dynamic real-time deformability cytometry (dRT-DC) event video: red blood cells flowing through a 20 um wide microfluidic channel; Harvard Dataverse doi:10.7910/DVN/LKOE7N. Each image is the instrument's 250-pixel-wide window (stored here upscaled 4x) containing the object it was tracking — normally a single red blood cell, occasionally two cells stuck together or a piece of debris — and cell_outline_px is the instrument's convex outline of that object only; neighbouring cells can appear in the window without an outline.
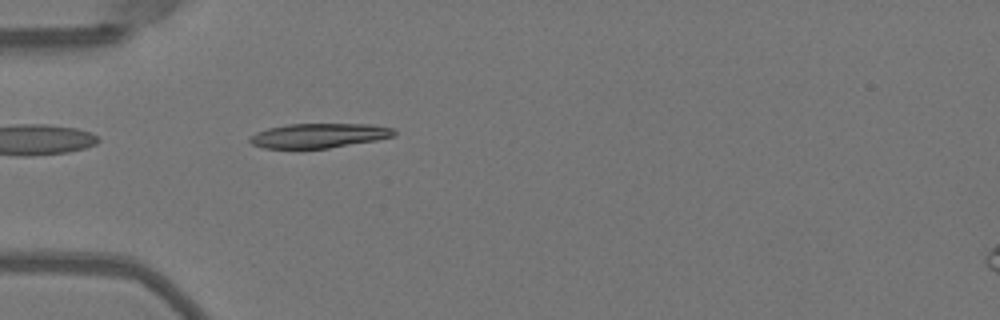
{"species": "Egyptian fruit bat (a non-hibernating species)", "species_latin": "Rousettus aegyptiacus", "temperature_condition": "warm", "stored_images_in_passage": 37, "camera_frame_rate_fps": 3000, "um_per_image_px": 0.085, "animal": {"sex": "female"}, "frame": {"image": 1, "passage_image": 2, "time_ms": 0.333, "image_size_px": [1000, 320], "cell_outline_px": [[396, 136], [376, 140], [328, 148], [264, 148], [252, 144], [248, 140], [256, 132], [268, 128], [288, 124], [368, 124], [396, 128]], "centroid_in_image_um": [27.15, 11.52], "position_along_channel_um": 57.9, "area_um2": 20.58}}
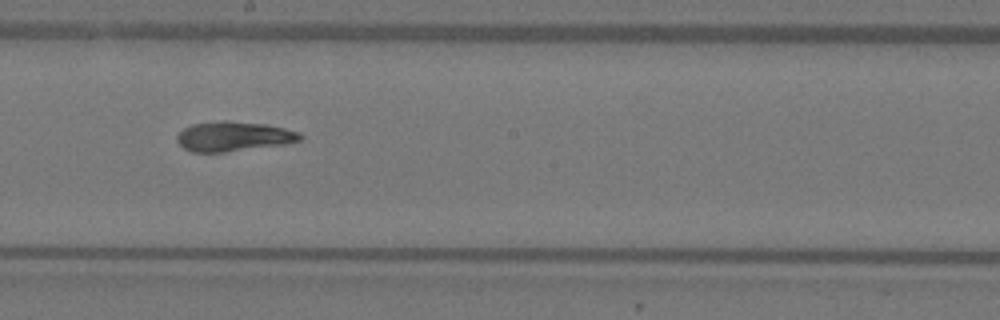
{"frame": {"image": 2, "passage_image": 15, "time_ms": 4.667, "image_size_px": [1000, 320], "cell_outline_px": [[304, 136], [300, 140], [284, 144], [224, 152], [192, 152], [184, 148], [176, 140], [176, 136], [184, 128], [192, 124], [220, 120], [224, 120], [264, 124], [284, 128], [300, 132]], "centroid_in_image_um": [19.84, 11.59], "position_along_channel_um": 228.4, "area_um2": 21.27}}
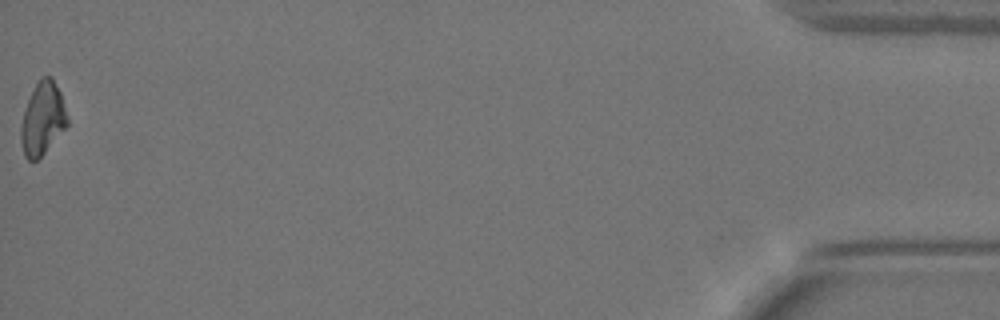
{"frame": {"image": 3, "passage_image": 37, "time_ms": 12.0, "image_size_px": [1000, 320], "cell_outline_px": [[68, 124], [44, 152], [36, 160], [28, 160], [24, 156], [20, 140], [20, 128], [24, 112], [28, 100], [40, 76], [52, 76], [60, 92], [68, 120]], "centroid_in_image_um": [3.6, 10.07], "position_along_channel_um": 431.6, "area_um2": 19.31}, "authors_computed_cell_mechanics": {"area_um2": 20.808, "velocity_mm_per_s": 4.0651, "shape_relaxation_time_tau1_ms": 6.4631, "shape_relaxation_time_tau2_ms": 4.0691, "deformation_change_tau1": 0.2462, "deformation_change_tau2": 0.1004}}